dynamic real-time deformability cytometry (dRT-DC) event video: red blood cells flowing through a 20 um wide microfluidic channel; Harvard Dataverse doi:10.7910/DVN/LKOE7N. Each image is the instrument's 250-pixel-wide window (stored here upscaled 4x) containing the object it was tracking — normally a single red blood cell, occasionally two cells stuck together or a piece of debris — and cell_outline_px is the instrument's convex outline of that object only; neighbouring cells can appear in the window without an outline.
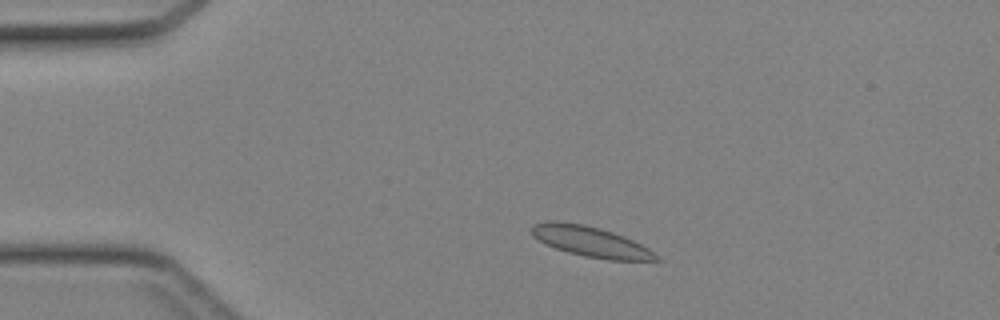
{"species": "Egyptian fruit bat (a non-hibernating species)", "species_latin": "Rousettus aegyptiacus", "temperature_condition": "cold", "stored_images_in_passage": 40, "camera_frame_rate_fps": 3000, "um_per_image_px": 0.085, "animal": {"sex": "female"}, "frame": {"image": 1, "passage_image": 5, "time_ms": 1.333, "image_size_px": [1000, 320], "cell_outline_px": [[660, 260], [608, 260], [584, 256], [568, 252], [544, 244], [532, 236], [532, 224], [548, 220], [556, 220], [580, 224], [612, 232], [624, 236], [648, 248]], "centroid_in_image_um": [50.13, 20.53], "position_along_channel_um": 34.9, "area_um2": 21.73}}
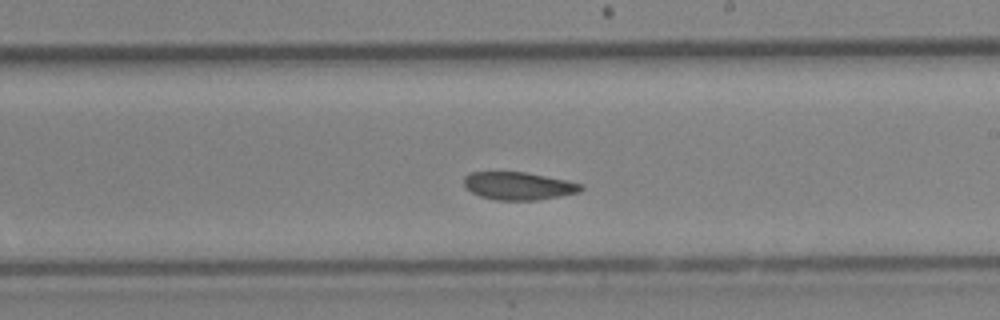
{"frame": {"image": 2, "passage_image": 22, "time_ms": 7.0, "image_size_px": [1000, 320], "cell_outline_px": [[584, 188], [580, 192], [560, 196], [536, 200], [496, 200], [480, 196], [464, 188], [464, 176], [472, 172], [524, 172], [568, 180], [584, 184]], "centroid_in_image_um": [44.09, 15.8], "position_along_channel_um": 244.9, "area_um2": 19.07}}
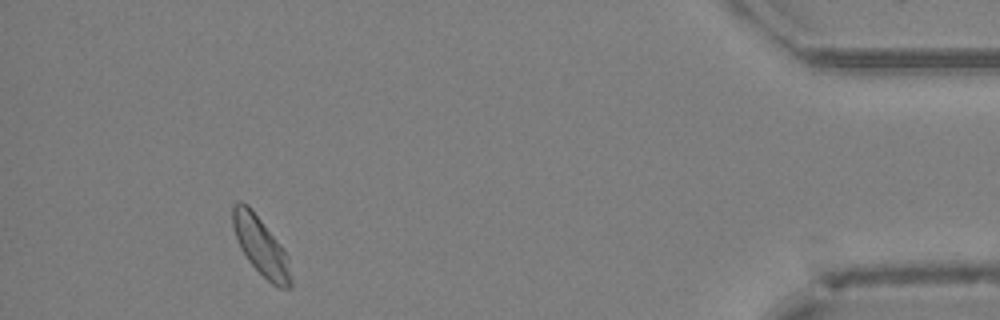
{"frame": {"image": 3, "passage_image": 37, "time_ms": 12.0, "image_size_px": [1000, 320], "cell_outline_px": [[292, 288], [280, 288], [272, 284], [248, 260], [240, 248], [232, 228], [232, 204], [236, 200], [240, 200], [248, 204], [252, 208], [284, 248], [288, 256], [292, 280]], "centroid_in_image_um": [22.16, 20.87], "position_along_channel_um": 413.0, "area_um2": 20.11}}